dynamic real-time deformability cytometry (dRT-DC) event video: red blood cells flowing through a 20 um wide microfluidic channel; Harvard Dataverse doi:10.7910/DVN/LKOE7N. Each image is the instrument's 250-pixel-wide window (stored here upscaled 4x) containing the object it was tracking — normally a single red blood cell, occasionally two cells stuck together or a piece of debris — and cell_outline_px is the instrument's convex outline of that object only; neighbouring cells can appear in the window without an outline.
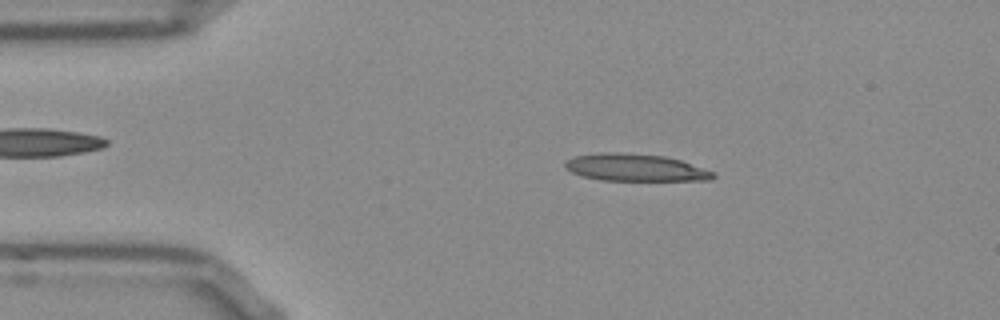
{"species": "Egyptian fruit bat (a non-hibernating species)", "species_latin": "Rousettus aegyptiacus", "temperature_condition": "room temperature", "stored_images_in_passage": 51, "camera_frame_rate_fps": 3000, "um_per_image_px": 0.085, "frame": {"image": 1, "passage_image": 8, "time_ms": 2.333, "image_size_px": [1000, 320], "cell_outline_px": [[716, 176], [712, 180], [600, 180], [580, 176], [564, 168], [564, 164], [572, 156], [600, 152], [624, 152], [664, 156], [680, 160], [716, 172]], "centroid_in_image_um": [53.98, 14.24], "position_along_channel_um": 31.0, "area_um2": 23.7}}
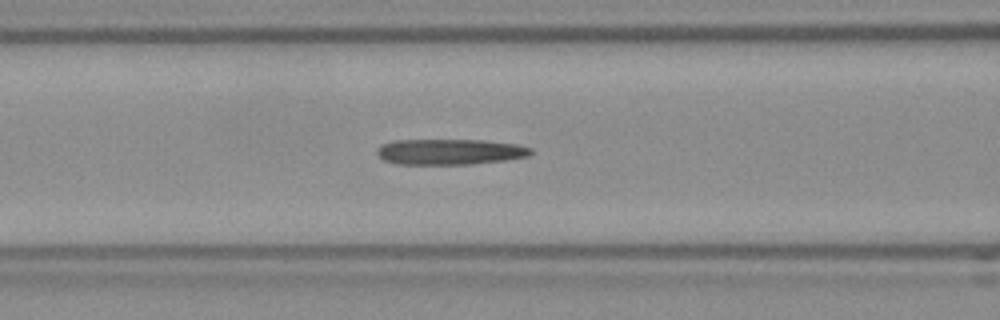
{"frame": {"image": 2, "passage_image": 19, "time_ms": 6.0, "image_size_px": [1000, 320], "cell_outline_px": [[532, 152], [528, 156], [504, 160], [468, 164], [396, 164], [384, 160], [376, 152], [376, 148], [380, 144], [392, 140], [484, 140], [520, 144], [532, 148]], "centroid_in_image_um": [38.22, 12.89], "position_along_channel_um": 128.4, "area_um2": 23.18}}
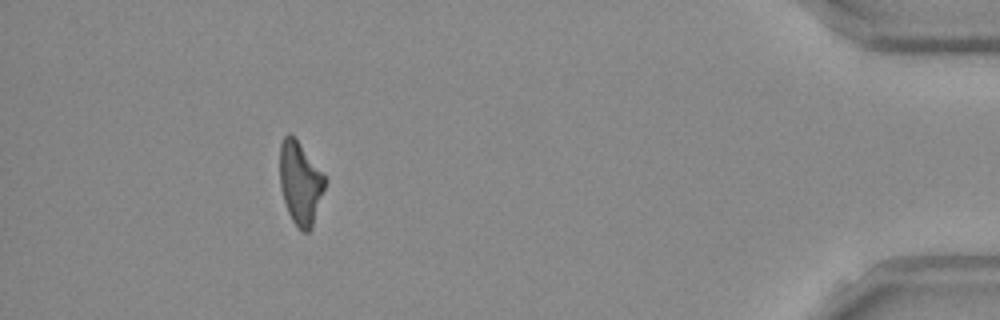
{"frame": {"image": 3, "passage_image": 46, "time_ms": 15.0, "image_size_px": [1000, 320], "cell_outline_px": [[324, 188], [312, 228], [308, 232], [304, 232], [292, 220], [288, 212], [280, 188], [280, 144], [284, 136], [288, 132], [292, 132], [296, 136], [324, 172]], "centroid_in_image_um": [25.51, 15.46], "position_along_channel_um": 409.7, "area_um2": 22.02}}